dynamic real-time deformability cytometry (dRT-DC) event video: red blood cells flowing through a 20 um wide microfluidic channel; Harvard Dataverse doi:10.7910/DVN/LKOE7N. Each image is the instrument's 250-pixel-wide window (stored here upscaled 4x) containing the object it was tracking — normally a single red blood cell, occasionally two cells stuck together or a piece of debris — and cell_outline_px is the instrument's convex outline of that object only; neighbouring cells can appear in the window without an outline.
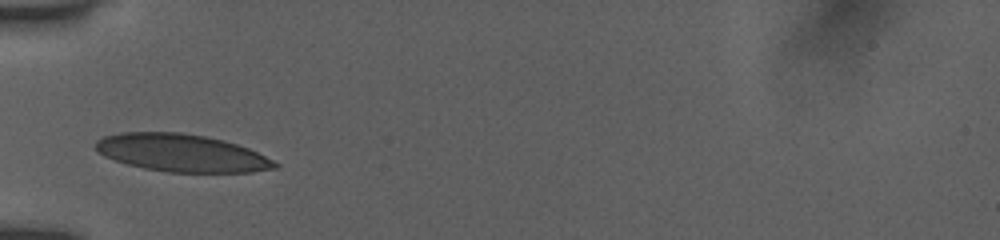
{"species": "human", "species_latin": "Homo sapiens", "temperature_condition": "room temperature", "stored_images_in_passage": 23, "camera_frame_rate_fps": 3000, "um_per_image_px": 0.085, "donor": {"sex": "female"}, "frame": {"image": 1, "passage_image": 1, "time_ms": 0.0, "image_size_px": [1000, 240], "cell_outline_px": [[280, 164], [276, 168], [252, 172], [168, 172], [144, 168], [128, 164], [104, 156], [96, 152], [96, 140], [104, 136], [120, 132], [180, 132], [204, 136], [224, 140], [248, 148]], "centroid_in_image_um": [15.41, 12.99], "position_along_channel_um": 69.6, "area_um2": 39.07}}
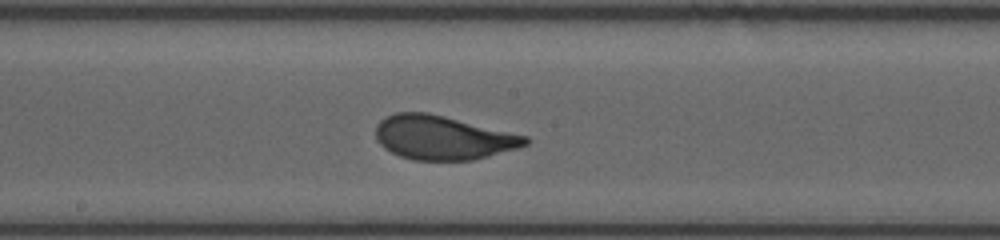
{"frame": {"image": 2, "passage_image": 10, "time_ms": 3.0, "image_size_px": [1000, 240], "cell_outline_px": [[532, 140], [528, 144], [516, 148], [472, 160], [412, 160], [400, 156], [384, 148], [376, 140], [376, 124], [384, 116], [396, 112], [428, 112], [528, 136]], "centroid_in_image_um": [37.61, 11.69], "position_along_channel_um": 210.6, "area_um2": 38.38}}
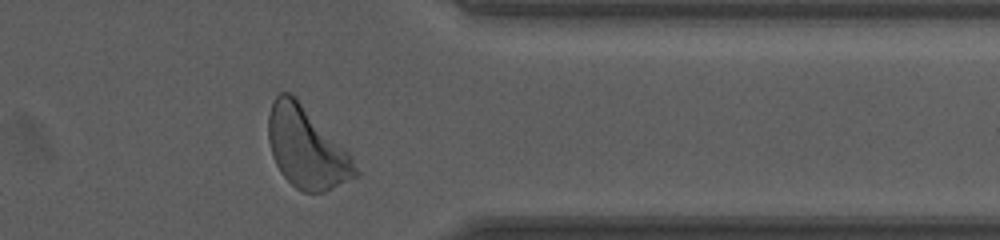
{"frame": {"image": 3, "passage_image": 22, "time_ms": 7.0, "image_size_px": [1000, 240], "cell_outline_px": [[360, 172], [356, 176], [324, 192], [304, 192], [296, 188], [280, 172], [272, 156], [268, 140], [268, 116], [272, 100], [280, 92], [288, 92], [296, 96], [348, 152]], "centroid_in_image_um": [26.02, 12.53], "position_along_channel_um": 385.4, "area_um2": 40.81}, "authors_computed_cell_mechanics": {"area_um2": 38.3214, "velocity_mm_per_s": 3.9266, "shape_relaxation_time_tau1_ms": 2.0381, "shape_relaxation_time_tau2_ms": null, "deformation_change_tau1": 0.1468, "deformation_change_tau2": null}}